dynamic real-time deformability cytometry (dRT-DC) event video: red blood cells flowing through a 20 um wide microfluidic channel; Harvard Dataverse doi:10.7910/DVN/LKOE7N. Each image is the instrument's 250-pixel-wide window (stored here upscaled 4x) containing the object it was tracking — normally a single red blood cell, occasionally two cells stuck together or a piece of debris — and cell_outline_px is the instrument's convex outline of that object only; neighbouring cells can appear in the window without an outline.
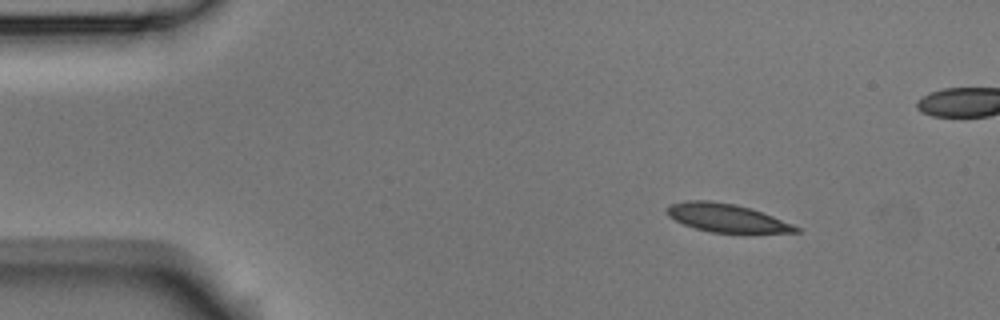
{"species": "Egyptian fruit bat (a non-hibernating species)", "species_latin": "Rousettus aegyptiacus", "temperature_condition": "room temperature", "stored_images_in_passage": 4, "camera_frame_rate_fps": 3000, "um_per_image_px": 0.085, "animal": {"sex": "male"}, "frame": {"image": 1, "passage_image": 1, "time_ms": 0.0, "image_size_px": [1000, 320], "cell_outline_px": [[804, 228], [800, 232], [712, 232], [696, 228], [684, 224], [668, 216], [664, 208], [668, 204], [684, 200], [712, 200], [736, 204], [752, 208]], "centroid_in_image_um": [61.75, 18.49], "position_along_channel_um": 23.3, "area_um2": 21.39}}